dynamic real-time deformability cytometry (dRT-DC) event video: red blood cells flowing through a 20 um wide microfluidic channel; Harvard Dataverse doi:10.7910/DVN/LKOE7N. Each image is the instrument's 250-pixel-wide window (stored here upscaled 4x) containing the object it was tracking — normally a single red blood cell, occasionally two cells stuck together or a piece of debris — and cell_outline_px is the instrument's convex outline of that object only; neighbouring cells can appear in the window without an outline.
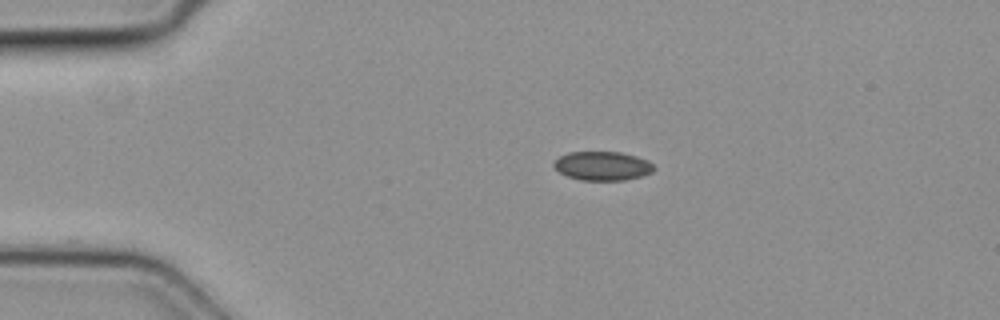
{"species": "common noctule bat (a hibernating species)", "species_latin": "Nyctalus noctula", "temperature_condition": "cold", "stored_images_in_passage": 40, "camera_frame_rate_fps": 3000, "um_per_image_px": 0.085, "animal": {"sex": "female", "body_mass_g": 19.3, "forearm_length_mm": 54.1}, "frame": {"image": 1, "passage_image": 1, "time_ms": 0.0, "image_size_px": [1000, 320], "cell_outline_px": [[656, 168], [652, 172], [640, 176], [624, 180], [580, 180], [568, 176], [560, 172], [552, 164], [560, 156], [568, 152], [620, 152], [636, 156], [648, 160]], "centroid_in_image_um": [51.22, 14.1], "position_along_channel_um": 33.8, "area_um2": 16.76}}
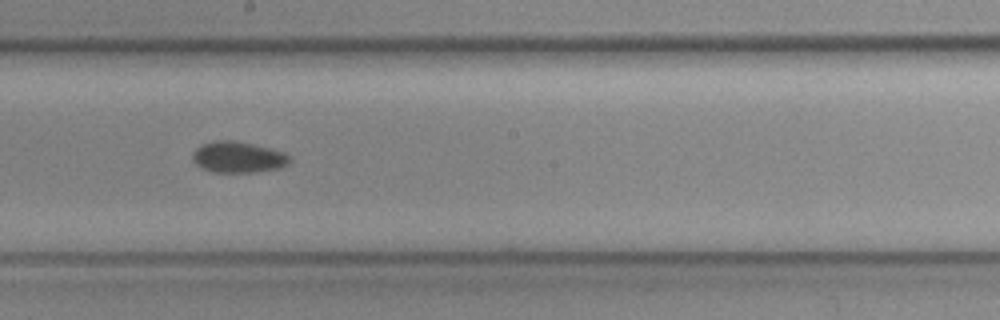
{"frame": {"image": 2, "passage_image": 18, "time_ms": 5.667, "image_size_px": [1000, 320], "cell_outline_px": [[292, 160], [288, 164], [280, 168], [252, 172], [212, 172], [196, 164], [192, 160], [192, 152], [196, 148], [204, 144], [220, 140], [232, 140], [252, 144], [284, 152]], "centroid_in_image_um": [20.24, 13.36], "position_along_channel_um": 228.0, "area_um2": 17.4}}
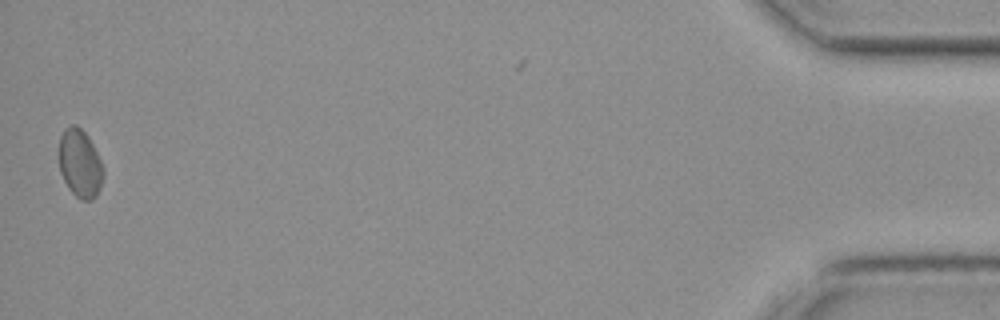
{"frame": {"image": 3, "passage_image": 39, "time_ms": 12.667, "image_size_px": [1000, 320], "cell_outline_px": [[104, 176], [100, 188], [96, 196], [92, 200], [80, 200], [68, 188], [60, 172], [60, 136], [64, 128], [72, 124], [76, 124], [88, 136], [104, 168]], "centroid_in_image_um": [6.81, 13.91], "position_along_channel_um": 428.4, "area_um2": 17.57}}